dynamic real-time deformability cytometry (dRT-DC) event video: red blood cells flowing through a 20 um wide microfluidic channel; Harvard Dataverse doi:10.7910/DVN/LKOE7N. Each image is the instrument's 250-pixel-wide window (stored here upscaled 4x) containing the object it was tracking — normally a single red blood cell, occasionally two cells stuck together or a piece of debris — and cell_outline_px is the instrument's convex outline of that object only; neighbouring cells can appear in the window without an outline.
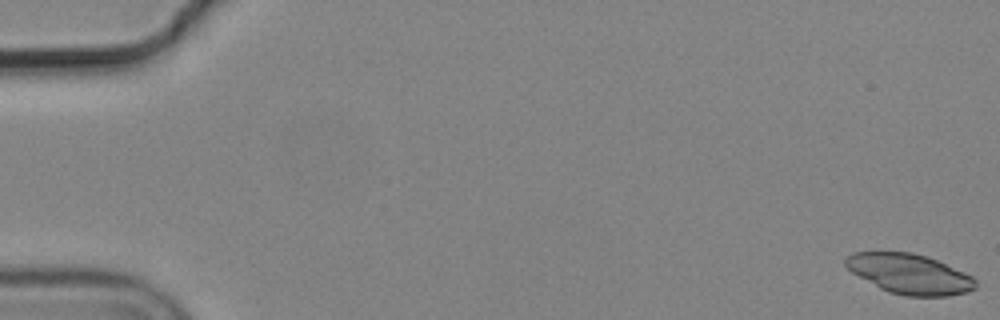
{"species": "common noctule bat (a hibernating species)", "species_latin": "Nyctalus noctula", "temperature_condition": "cold", "stored_images_in_passage": 7, "camera_frame_rate_fps": 3000, "um_per_image_px": 0.085, "animal": {"sex": "male", "body_mass_g": 19.2, "forearm_length_mm": 51.8}, "frame": {"image": 1, "passage_image": 1, "time_ms": 0.0, "image_size_px": [1000, 320], "cell_outline_px": [[976, 288], [968, 292], [948, 296], [904, 296], [888, 292], [880, 288], [852, 272], [844, 264], [844, 260], [852, 252], [912, 252], [928, 256], [964, 272], [972, 276], [976, 280]], "centroid_in_image_um": [77.33, 23.28], "position_along_channel_um": 7.7, "area_um2": 30.29}}